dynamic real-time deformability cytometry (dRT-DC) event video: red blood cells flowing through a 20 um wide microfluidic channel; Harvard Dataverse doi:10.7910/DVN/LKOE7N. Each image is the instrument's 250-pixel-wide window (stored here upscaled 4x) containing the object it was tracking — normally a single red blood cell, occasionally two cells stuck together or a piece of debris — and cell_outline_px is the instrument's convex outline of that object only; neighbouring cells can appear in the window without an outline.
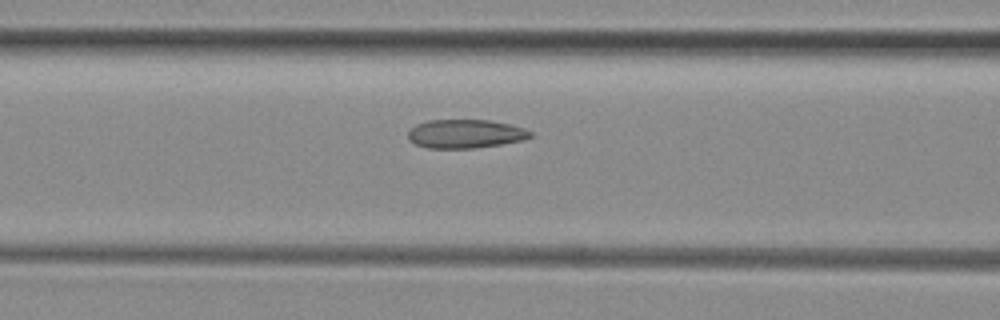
{"species": "common noctule bat (a hibernating species)", "species_latin": "Nyctalus noctula", "temperature_condition": "room temperature", "stored_images_in_passage": 15, "camera_frame_rate_fps": 3000, "um_per_image_px": 0.085, "animal": {"sex": "female", "body_mass_g": 29.2, "forearm_length_mm": 56.3}, "frame": {"image": 1, "passage_image": 13, "time_ms": 4.0, "image_size_px": [1000, 320], "cell_outline_px": [[532, 136], [524, 140], [476, 148], [428, 148], [416, 144], [408, 140], [408, 132], [416, 124], [428, 120], [488, 120], [508, 124], [524, 128], [532, 132]], "centroid_in_image_um": [39.55, 11.37], "position_along_channel_um": 127.1, "area_um2": 20.4}}